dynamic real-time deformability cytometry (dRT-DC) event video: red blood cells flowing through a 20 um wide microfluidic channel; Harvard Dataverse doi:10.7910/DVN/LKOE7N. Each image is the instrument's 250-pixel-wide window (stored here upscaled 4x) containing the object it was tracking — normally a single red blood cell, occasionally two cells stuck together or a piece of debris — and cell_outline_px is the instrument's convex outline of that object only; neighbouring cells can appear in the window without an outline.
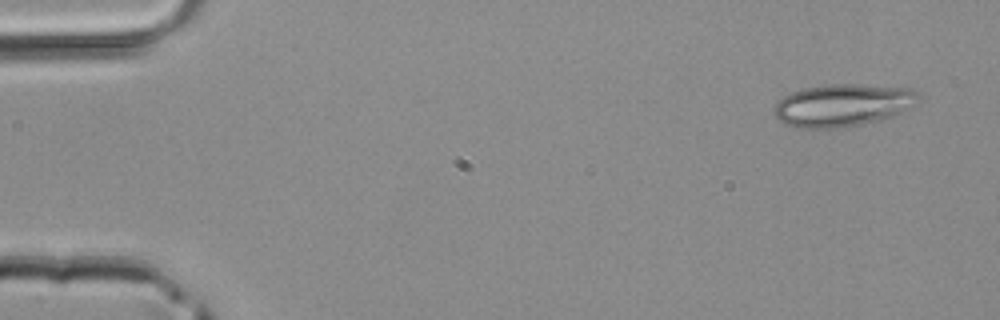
{"species": "common noctule bat (a hibernating species)", "species_latin": "Nyctalus noctula", "temperature_condition": "room temperature", "stored_images_in_passage": 5, "camera_frame_rate_fps": 3000, "um_per_image_px": 0.085, "animal": {"sex": "male", "body_mass_g": 20.4}, "frame": {"image": 1, "passage_image": 1, "time_ms": 0.0, "image_size_px": [1000, 320], "cell_outline_px": [[920, 96], [916, 104], [892, 116], [844, 128], [796, 128], [780, 120], [776, 116], [776, 104], [784, 96], [792, 92], [804, 88], [828, 84], [860, 84], [912, 88]], "centroid_in_image_um": [71.66, 8.93], "position_along_channel_um": 13.3, "area_um2": 35.43}}
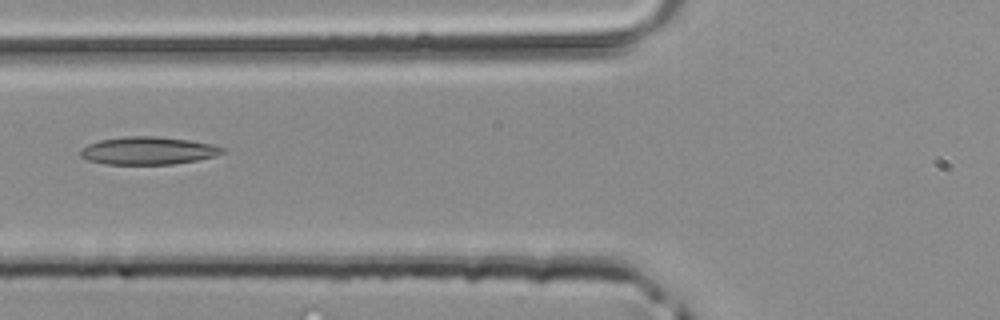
{"frame": {"image": 2, "passage_image": 5, "time_ms": 1.333, "image_size_px": [1000, 320], "cell_outline_px": [[224, 152], [216, 156], [196, 160], [172, 164], [104, 164], [88, 160], [80, 156], [80, 148], [88, 144], [100, 140], [124, 136], [156, 136], [188, 140], [212, 144], [224, 148]], "centroid_in_image_um": [12.56, 12.8], "position_along_channel_um": 113.2, "area_um2": 22.95}}